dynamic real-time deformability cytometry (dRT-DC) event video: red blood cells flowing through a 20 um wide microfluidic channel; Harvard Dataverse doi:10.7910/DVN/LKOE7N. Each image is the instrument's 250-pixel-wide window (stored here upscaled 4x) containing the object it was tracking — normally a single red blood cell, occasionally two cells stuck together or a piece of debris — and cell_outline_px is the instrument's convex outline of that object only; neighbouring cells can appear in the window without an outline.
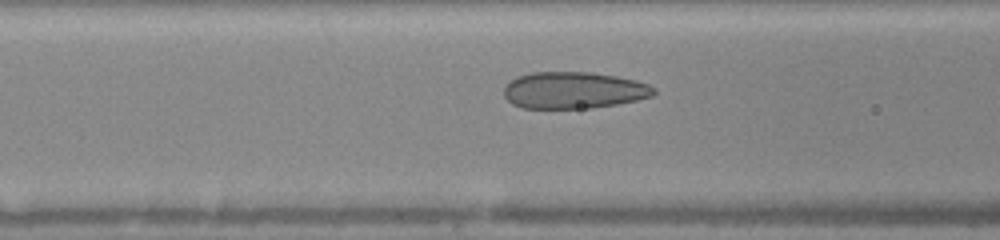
{"species": "human", "species_latin": "Homo sapiens", "temperature_condition": "warm", "stored_images_in_passage": 47, "camera_frame_rate_fps": 3000, "um_per_image_px": 0.085, "donor": {"sex": "female"}, "frame": {"image": 1, "passage_image": 18, "time_ms": 5.667, "image_size_px": [1000, 240], "cell_outline_px": [[656, 92], [652, 96], [636, 100], [616, 104], [592, 108], [524, 108], [512, 104], [504, 96], [504, 88], [516, 76], [532, 72], [588, 72], [616, 76], [636, 80], [648, 84], [656, 88]], "centroid_in_image_um": [48.77, 7.67], "position_along_channel_um": 117.8, "area_um2": 32.08}}
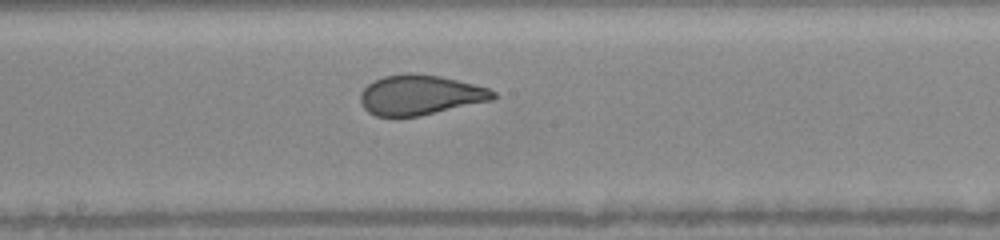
{"frame": {"image": 2, "passage_image": 25, "time_ms": 8.0, "image_size_px": [1000, 240], "cell_outline_px": [[496, 96], [492, 100], [420, 116], [376, 116], [368, 112], [364, 108], [360, 100], [360, 92], [372, 80], [384, 76], [408, 72], [412, 72], [440, 76], [488, 88], [496, 92]], "centroid_in_image_um": [35.68, 8.06], "position_along_channel_um": 212.5, "area_um2": 30.92}}
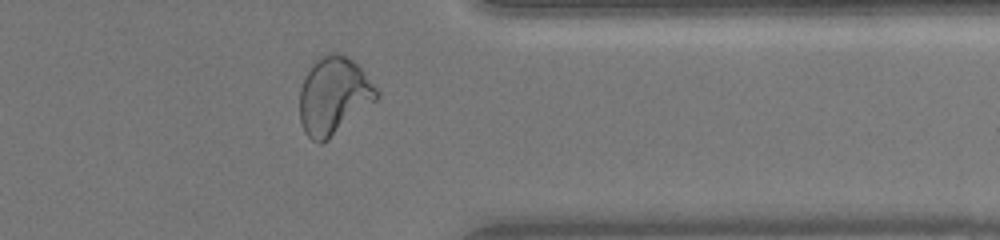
{"frame": {"image": 3, "passage_image": 38, "time_ms": 12.333, "image_size_px": [1000, 240], "cell_outline_px": [[380, 96], [376, 100], [328, 140], [320, 144], [312, 140], [304, 132], [300, 120], [300, 88], [312, 64], [320, 56], [328, 52], [340, 52], [348, 56], [360, 68], [380, 92]], "centroid_in_image_um": [28.36, 8.13], "position_along_channel_um": 383.0, "area_um2": 34.62}, "authors_computed_cell_mechanics": {"area_um2": 33.0616, "velocity_mm_per_s": 4.0506, "shape_relaxation_time_tau1_ms": 8.1737, "shape_relaxation_time_tau2_ms": 0.6081, "deformation_change_tau1": 0.2326, "deformation_change_tau2": 0.0799}}